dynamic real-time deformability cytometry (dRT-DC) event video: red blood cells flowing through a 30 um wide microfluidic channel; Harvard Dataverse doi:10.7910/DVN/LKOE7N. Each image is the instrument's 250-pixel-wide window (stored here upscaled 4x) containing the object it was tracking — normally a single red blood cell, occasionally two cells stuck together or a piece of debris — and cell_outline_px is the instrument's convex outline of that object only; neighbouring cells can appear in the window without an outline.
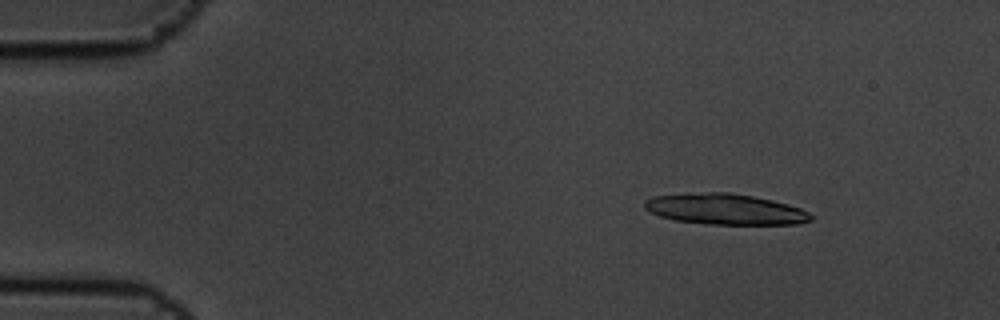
{"species": "common noctule bat (a hibernating species)", "species_latin": "Nyctalus noctula", "temperature_condition": "cold", "stored_images_in_passage": 7, "camera_frame_rate_fps": 3000, "um_per_image_px": 0.085, "animal": {"sex": "male", "body_mass_g": 19.5, "forearm_length_mm": 54.6}, "frame": {"image": 1, "passage_image": 3, "time_ms": 0.667, "image_size_px": [1000, 320], "cell_outline_px": [[812, 220], [800, 224], [708, 224], [672, 220], [648, 212], [644, 208], [644, 200], [652, 196], [708, 192], [728, 192], [752, 196], [772, 200], [788, 204], [800, 208], [808, 212], [812, 216]], "centroid_in_image_um": [61.61, 17.78], "position_along_channel_um": 23.4, "area_um2": 29.94}}